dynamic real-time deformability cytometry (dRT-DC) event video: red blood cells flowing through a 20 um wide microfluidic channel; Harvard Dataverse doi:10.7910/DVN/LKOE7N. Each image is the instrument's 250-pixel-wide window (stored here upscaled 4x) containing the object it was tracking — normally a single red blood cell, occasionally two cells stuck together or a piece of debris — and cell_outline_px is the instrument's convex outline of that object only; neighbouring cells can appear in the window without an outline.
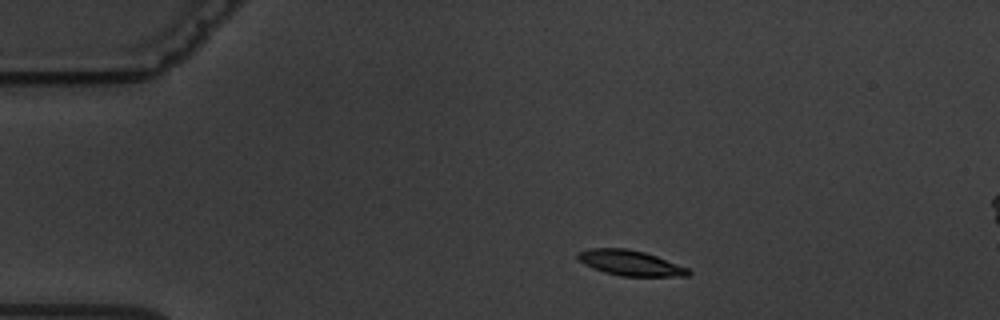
{"species": "common noctule bat (a hibernating species)", "species_latin": "Nyctalus noctula", "temperature_condition": "warm", "stored_images_in_passage": 5, "camera_frame_rate_fps": 3000, "um_per_image_px": 0.085, "animal": {"sex": "male", "body_mass_g": 19.5, "forearm_length_mm": 54.6}, "frame": {"image": 1, "passage_image": 2, "time_ms": 1.333, "image_size_px": [1000, 320], "cell_outline_px": [[692, 272], [688, 276], [620, 276], [604, 272], [584, 264], [576, 256], [576, 252], [588, 248], [624, 248], [644, 252], [656, 256], [688, 268]], "centroid_in_image_um": [53.55, 22.35], "position_along_channel_um": 31.5, "area_um2": 16.24}}
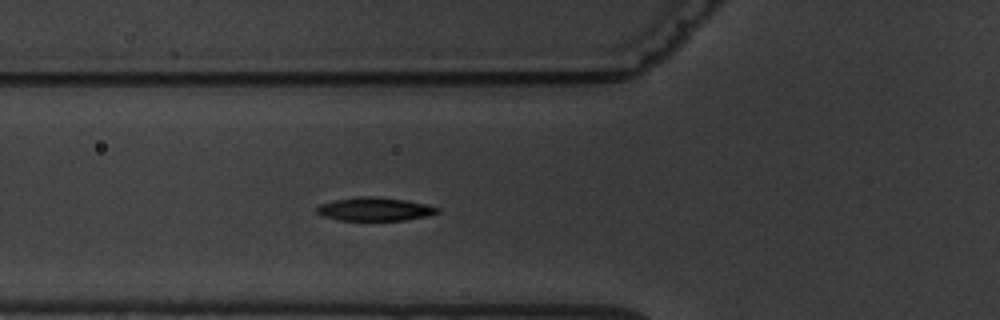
{"frame": {"image": 2, "passage_image": 5, "time_ms": 4.667, "image_size_px": [1000, 320], "cell_outline_px": [[440, 212], [424, 216], [404, 220], [340, 220], [324, 216], [316, 212], [316, 208], [320, 204], [336, 200], [360, 196], [372, 196], [404, 200], [424, 204], [440, 208]], "centroid_in_image_um": [31.84, 17.77], "position_along_channel_um": 94.0, "area_um2": 16.13}}